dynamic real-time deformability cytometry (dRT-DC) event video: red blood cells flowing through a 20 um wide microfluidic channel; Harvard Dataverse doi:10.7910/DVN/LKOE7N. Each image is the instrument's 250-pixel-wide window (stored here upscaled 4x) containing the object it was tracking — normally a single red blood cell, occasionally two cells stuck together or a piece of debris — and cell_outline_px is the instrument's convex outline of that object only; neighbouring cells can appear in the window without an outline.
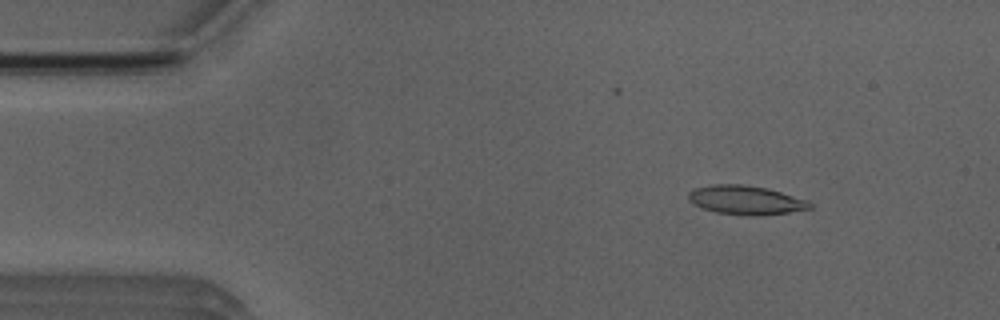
{"species": "Egyptian fruit bat (a non-hibernating species)", "species_latin": "Rousettus aegyptiacus", "temperature_condition": "room temperature", "stored_images_in_passage": 3, "camera_frame_rate_fps": 3000, "um_per_image_px": 0.085, "animal": {"sex": "male"}, "frame": {"image": 1, "passage_image": 1, "time_ms": 0.0, "image_size_px": [1000, 320], "cell_outline_px": [[812, 208], [788, 212], [760, 216], [752, 216], [716, 212], [692, 204], [688, 200], [688, 192], [696, 188], [712, 184], [740, 184], [768, 188], [808, 200], [812, 204]], "centroid_in_image_um": [63.39, 17.0], "position_along_channel_um": 21.6, "area_um2": 20.52}}